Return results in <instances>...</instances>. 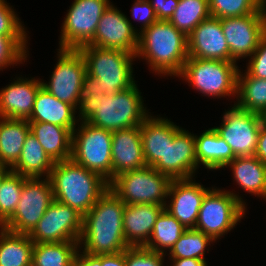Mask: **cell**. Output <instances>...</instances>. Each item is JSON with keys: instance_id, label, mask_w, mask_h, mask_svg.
Masks as SVG:
<instances>
[{"instance_id": "cell-22", "label": "cell", "mask_w": 266, "mask_h": 266, "mask_svg": "<svg viewBox=\"0 0 266 266\" xmlns=\"http://www.w3.org/2000/svg\"><path fill=\"white\" fill-rule=\"evenodd\" d=\"M195 135L181 128L165 150V175L171 179L195 177L197 157Z\"/></svg>"}, {"instance_id": "cell-3", "label": "cell", "mask_w": 266, "mask_h": 266, "mask_svg": "<svg viewBox=\"0 0 266 266\" xmlns=\"http://www.w3.org/2000/svg\"><path fill=\"white\" fill-rule=\"evenodd\" d=\"M143 102L136 83L114 95L96 94L94 99L81 96L78 122H88L111 132L140 126L151 114Z\"/></svg>"}, {"instance_id": "cell-47", "label": "cell", "mask_w": 266, "mask_h": 266, "mask_svg": "<svg viewBox=\"0 0 266 266\" xmlns=\"http://www.w3.org/2000/svg\"><path fill=\"white\" fill-rule=\"evenodd\" d=\"M172 266H208L207 261L195 258H169Z\"/></svg>"}, {"instance_id": "cell-23", "label": "cell", "mask_w": 266, "mask_h": 266, "mask_svg": "<svg viewBox=\"0 0 266 266\" xmlns=\"http://www.w3.org/2000/svg\"><path fill=\"white\" fill-rule=\"evenodd\" d=\"M164 209L157 204L125 205L123 231L130 247H143L149 240L157 217Z\"/></svg>"}, {"instance_id": "cell-6", "label": "cell", "mask_w": 266, "mask_h": 266, "mask_svg": "<svg viewBox=\"0 0 266 266\" xmlns=\"http://www.w3.org/2000/svg\"><path fill=\"white\" fill-rule=\"evenodd\" d=\"M245 205L243 198L233 191L212 187L203 199L195 229L216 242L245 217Z\"/></svg>"}, {"instance_id": "cell-27", "label": "cell", "mask_w": 266, "mask_h": 266, "mask_svg": "<svg viewBox=\"0 0 266 266\" xmlns=\"http://www.w3.org/2000/svg\"><path fill=\"white\" fill-rule=\"evenodd\" d=\"M29 124L30 131L54 163L71 158L72 132L68 128L44 122Z\"/></svg>"}, {"instance_id": "cell-14", "label": "cell", "mask_w": 266, "mask_h": 266, "mask_svg": "<svg viewBox=\"0 0 266 266\" xmlns=\"http://www.w3.org/2000/svg\"><path fill=\"white\" fill-rule=\"evenodd\" d=\"M82 230L83 215L54 199L28 236L33 243L79 242Z\"/></svg>"}, {"instance_id": "cell-46", "label": "cell", "mask_w": 266, "mask_h": 266, "mask_svg": "<svg viewBox=\"0 0 266 266\" xmlns=\"http://www.w3.org/2000/svg\"><path fill=\"white\" fill-rule=\"evenodd\" d=\"M254 156L266 164V127L264 126L259 129L257 149Z\"/></svg>"}, {"instance_id": "cell-21", "label": "cell", "mask_w": 266, "mask_h": 266, "mask_svg": "<svg viewBox=\"0 0 266 266\" xmlns=\"http://www.w3.org/2000/svg\"><path fill=\"white\" fill-rule=\"evenodd\" d=\"M112 180L119 174L147 166L141 140L140 126L112 133Z\"/></svg>"}, {"instance_id": "cell-30", "label": "cell", "mask_w": 266, "mask_h": 266, "mask_svg": "<svg viewBox=\"0 0 266 266\" xmlns=\"http://www.w3.org/2000/svg\"><path fill=\"white\" fill-rule=\"evenodd\" d=\"M33 246L28 234L0 227V266H32Z\"/></svg>"}, {"instance_id": "cell-16", "label": "cell", "mask_w": 266, "mask_h": 266, "mask_svg": "<svg viewBox=\"0 0 266 266\" xmlns=\"http://www.w3.org/2000/svg\"><path fill=\"white\" fill-rule=\"evenodd\" d=\"M110 4L97 25L93 40L88 44L99 48L117 49L136 54L138 29L121 10Z\"/></svg>"}, {"instance_id": "cell-40", "label": "cell", "mask_w": 266, "mask_h": 266, "mask_svg": "<svg viewBox=\"0 0 266 266\" xmlns=\"http://www.w3.org/2000/svg\"><path fill=\"white\" fill-rule=\"evenodd\" d=\"M164 256L145 247H128L125 250L126 266H164Z\"/></svg>"}, {"instance_id": "cell-25", "label": "cell", "mask_w": 266, "mask_h": 266, "mask_svg": "<svg viewBox=\"0 0 266 266\" xmlns=\"http://www.w3.org/2000/svg\"><path fill=\"white\" fill-rule=\"evenodd\" d=\"M195 147L198 169L201 165L208 170L224 169L236 158L229 144L214 128L205 130L199 136L195 134Z\"/></svg>"}, {"instance_id": "cell-33", "label": "cell", "mask_w": 266, "mask_h": 266, "mask_svg": "<svg viewBox=\"0 0 266 266\" xmlns=\"http://www.w3.org/2000/svg\"><path fill=\"white\" fill-rule=\"evenodd\" d=\"M236 105L249 112L259 114L266 108V79L250 76L238 71Z\"/></svg>"}, {"instance_id": "cell-48", "label": "cell", "mask_w": 266, "mask_h": 266, "mask_svg": "<svg viewBox=\"0 0 266 266\" xmlns=\"http://www.w3.org/2000/svg\"><path fill=\"white\" fill-rule=\"evenodd\" d=\"M11 171V169L7 166L0 165V184L4 177Z\"/></svg>"}, {"instance_id": "cell-29", "label": "cell", "mask_w": 266, "mask_h": 266, "mask_svg": "<svg viewBox=\"0 0 266 266\" xmlns=\"http://www.w3.org/2000/svg\"><path fill=\"white\" fill-rule=\"evenodd\" d=\"M29 131L26 119L0 117V165L11 168L18 161Z\"/></svg>"}, {"instance_id": "cell-35", "label": "cell", "mask_w": 266, "mask_h": 266, "mask_svg": "<svg viewBox=\"0 0 266 266\" xmlns=\"http://www.w3.org/2000/svg\"><path fill=\"white\" fill-rule=\"evenodd\" d=\"M215 241L196 229H187L172 246L169 258H195L205 260V249Z\"/></svg>"}, {"instance_id": "cell-43", "label": "cell", "mask_w": 266, "mask_h": 266, "mask_svg": "<svg viewBox=\"0 0 266 266\" xmlns=\"http://www.w3.org/2000/svg\"><path fill=\"white\" fill-rule=\"evenodd\" d=\"M152 5L158 21H169L177 9L179 0H148Z\"/></svg>"}, {"instance_id": "cell-34", "label": "cell", "mask_w": 266, "mask_h": 266, "mask_svg": "<svg viewBox=\"0 0 266 266\" xmlns=\"http://www.w3.org/2000/svg\"><path fill=\"white\" fill-rule=\"evenodd\" d=\"M210 16L208 0H179L169 22L188 37L200 22Z\"/></svg>"}, {"instance_id": "cell-31", "label": "cell", "mask_w": 266, "mask_h": 266, "mask_svg": "<svg viewBox=\"0 0 266 266\" xmlns=\"http://www.w3.org/2000/svg\"><path fill=\"white\" fill-rule=\"evenodd\" d=\"M187 229L167 210L163 209L156 219L148 242L143 246L166 255Z\"/></svg>"}, {"instance_id": "cell-12", "label": "cell", "mask_w": 266, "mask_h": 266, "mask_svg": "<svg viewBox=\"0 0 266 266\" xmlns=\"http://www.w3.org/2000/svg\"><path fill=\"white\" fill-rule=\"evenodd\" d=\"M58 62L50 81L42 82V87L62 102L76 110L82 96V85L86 73L83 55L77 49H58Z\"/></svg>"}, {"instance_id": "cell-36", "label": "cell", "mask_w": 266, "mask_h": 266, "mask_svg": "<svg viewBox=\"0 0 266 266\" xmlns=\"http://www.w3.org/2000/svg\"><path fill=\"white\" fill-rule=\"evenodd\" d=\"M27 178L10 171L0 184V227L14 214Z\"/></svg>"}, {"instance_id": "cell-45", "label": "cell", "mask_w": 266, "mask_h": 266, "mask_svg": "<svg viewBox=\"0 0 266 266\" xmlns=\"http://www.w3.org/2000/svg\"><path fill=\"white\" fill-rule=\"evenodd\" d=\"M100 266H126L125 251L115 254H100Z\"/></svg>"}, {"instance_id": "cell-19", "label": "cell", "mask_w": 266, "mask_h": 266, "mask_svg": "<svg viewBox=\"0 0 266 266\" xmlns=\"http://www.w3.org/2000/svg\"><path fill=\"white\" fill-rule=\"evenodd\" d=\"M188 58L230 62V49L221 19L210 16L195 27L188 36Z\"/></svg>"}, {"instance_id": "cell-44", "label": "cell", "mask_w": 266, "mask_h": 266, "mask_svg": "<svg viewBox=\"0 0 266 266\" xmlns=\"http://www.w3.org/2000/svg\"><path fill=\"white\" fill-rule=\"evenodd\" d=\"M71 266H100V255H91L84 251L81 252L79 248Z\"/></svg>"}, {"instance_id": "cell-13", "label": "cell", "mask_w": 266, "mask_h": 266, "mask_svg": "<svg viewBox=\"0 0 266 266\" xmlns=\"http://www.w3.org/2000/svg\"><path fill=\"white\" fill-rule=\"evenodd\" d=\"M230 62L250 58L266 34V2L253 14L221 19Z\"/></svg>"}, {"instance_id": "cell-8", "label": "cell", "mask_w": 266, "mask_h": 266, "mask_svg": "<svg viewBox=\"0 0 266 266\" xmlns=\"http://www.w3.org/2000/svg\"><path fill=\"white\" fill-rule=\"evenodd\" d=\"M72 132L71 159L89 171L112 181V133L88 122Z\"/></svg>"}, {"instance_id": "cell-32", "label": "cell", "mask_w": 266, "mask_h": 266, "mask_svg": "<svg viewBox=\"0 0 266 266\" xmlns=\"http://www.w3.org/2000/svg\"><path fill=\"white\" fill-rule=\"evenodd\" d=\"M79 242L34 243L32 266H71Z\"/></svg>"}, {"instance_id": "cell-26", "label": "cell", "mask_w": 266, "mask_h": 266, "mask_svg": "<svg viewBox=\"0 0 266 266\" xmlns=\"http://www.w3.org/2000/svg\"><path fill=\"white\" fill-rule=\"evenodd\" d=\"M54 162L44 151L36 136L29 131L18 161L10 168L26 178H49Z\"/></svg>"}, {"instance_id": "cell-39", "label": "cell", "mask_w": 266, "mask_h": 266, "mask_svg": "<svg viewBox=\"0 0 266 266\" xmlns=\"http://www.w3.org/2000/svg\"><path fill=\"white\" fill-rule=\"evenodd\" d=\"M20 20L14 8L5 0H0V35L27 36L24 24Z\"/></svg>"}, {"instance_id": "cell-41", "label": "cell", "mask_w": 266, "mask_h": 266, "mask_svg": "<svg viewBox=\"0 0 266 266\" xmlns=\"http://www.w3.org/2000/svg\"><path fill=\"white\" fill-rule=\"evenodd\" d=\"M246 71L250 76L266 79V34L248 60Z\"/></svg>"}, {"instance_id": "cell-28", "label": "cell", "mask_w": 266, "mask_h": 266, "mask_svg": "<svg viewBox=\"0 0 266 266\" xmlns=\"http://www.w3.org/2000/svg\"><path fill=\"white\" fill-rule=\"evenodd\" d=\"M241 189L266 200V164L255 156L236 157L226 167Z\"/></svg>"}, {"instance_id": "cell-15", "label": "cell", "mask_w": 266, "mask_h": 266, "mask_svg": "<svg viewBox=\"0 0 266 266\" xmlns=\"http://www.w3.org/2000/svg\"><path fill=\"white\" fill-rule=\"evenodd\" d=\"M223 122L213 127L231 147L236 157L254 156L257 149L260 118L257 113L233 107L223 114Z\"/></svg>"}, {"instance_id": "cell-42", "label": "cell", "mask_w": 266, "mask_h": 266, "mask_svg": "<svg viewBox=\"0 0 266 266\" xmlns=\"http://www.w3.org/2000/svg\"><path fill=\"white\" fill-rule=\"evenodd\" d=\"M131 13L133 19L142 22L138 34L158 21L155 11L148 0H135Z\"/></svg>"}, {"instance_id": "cell-11", "label": "cell", "mask_w": 266, "mask_h": 266, "mask_svg": "<svg viewBox=\"0 0 266 266\" xmlns=\"http://www.w3.org/2000/svg\"><path fill=\"white\" fill-rule=\"evenodd\" d=\"M110 4V0H74L61 26L59 48L78 50L88 45Z\"/></svg>"}, {"instance_id": "cell-7", "label": "cell", "mask_w": 266, "mask_h": 266, "mask_svg": "<svg viewBox=\"0 0 266 266\" xmlns=\"http://www.w3.org/2000/svg\"><path fill=\"white\" fill-rule=\"evenodd\" d=\"M238 68L235 62L188 58L177 77L204 96L237 97Z\"/></svg>"}, {"instance_id": "cell-37", "label": "cell", "mask_w": 266, "mask_h": 266, "mask_svg": "<svg viewBox=\"0 0 266 266\" xmlns=\"http://www.w3.org/2000/svg\"><path fill=\"white\" fill-rule=\"evenodd\" d=\"M266 0H208L210 15L224 19L255 13Z\"/></svg>"}, {"instance_id": "cell-49", "label": "cell", "mask_w": 266, "mask_h": 266, "mask_svg": "<svg viewBox=\"0 0 266 266\" xmlns=\"http://www.w3.org/2000/svg\"><path fill=\"white\" fill-rule=\"evenodd\" d=\"M261 126L266 127V108H264L259 114Z\"/></svg>"}, {"instance_id": "cell-24", "label": "cell", "mask_w": 266, "mask_h": 266, "mask_svg": "<svg viewBox=\"0 0 266 266\" xmlns=\"http://www.w3.org/2000/svg\"><path fill=\"white\" fill-rule=\"evenodd\" d=\"M76 109L60 101L42 86L37 93L31 116L28 122H44L68 128L71 132L76 128L78 119Z\"/></svg>"}, {"instance_id": "cell-4", "label": "cell", "mask_w": 266, "mask_h": 266, "mask_svg": "<svg viewBox=\"0 0 266 266\" xmlns=\"http://www.w3.org/2000/svg\"><path fill=\"white\" fill-rule=\"evenodd\" d=\"M135 57L159 76H178L188 59V37L169 21H157L138 35Z\"/></svg>"}, {"instance_id": "cell-38", "label": "cell", "mask_w": 266, "mask_h": 266, "mask_svg": "<svg viewBox=\"0 0 266 266\" xmlns=\"http://www.w3.org/2000/svg\"><path fill=\"white\" fill-rule=\"evenodd\" d=\"M28 36H2L0 35V71L7 67L17 66L27 60Z\"/></svg>"}, {"instance_id": "cell-10", "label": "cell", "mask_w": 266, "mask_h": 266, "mask_svg": "<svg viewBox=\"0 0 266 266\" xmlns=\"http://www.w3.org/2000/svg\"><path fill=\"white\" fill-rule=\"evenodd\" d=\"M53 200L49 178H27L14 214L1 227L18 234H29Z\"/></svg>"}, {"instance_id": "cell-17", "label": "cell", "mask_w": 266, "mask_h": 266, "mask_svg": "<svg viewBox=\"0 0 266 266\" xmlns=\"http://www.w3.org/2000/svg\"><path fill=\"white\" fill-rule=\"evenodd\" d=\"M192 178L172 179L164 209L186 229H195L198 213L205 195L212 188H205ZM170 202V203H169ZM168 203V204H167Z\"/></svg>"}, {"instance_id": "cell-18", "label": "cell", "mask_w": 266, "mask_h": 266, "mask_svg": "<svg viewBox=\"0 0 266 266\" xmlns=\"http://www.w3.org/2000/svg\"><path fill=\"white\" fill-rule=\"evenodd\" d=\"M182 127L168 118L148 115L140 125L143 155L147 166L165 174V150Z\"/></svg>"}, {"instance_id": "cell-1", "label": "cell", "mask_w": 266, "mask_h": 266, "mask_svg": "<svg viewBox=\"0 0 266 266\" xmlns=\"http://www.w3.org/2000/svg\"><path fill=\"white\" fill-rule=\"evenodd\" d=\"M125 203L108 188L83 216L80 250L91 254H115L130 247L123 231Z\"/></svg>"}, {"instance_id": "cell-9", "label": "cell", "mask_w": 266, "mask_h": 266, "mask_svg": "<svg viewBox=\"0 0 266 266\" xmlns=\"http://www.w3.org/2000/svg\"><path fill=\"white\" fill-rule=\"evenodd\" d=\"M172 179L153 167L145 166L117 175L109 188L126 204H166Z\"/></svg>"}, {"instance_id": "cell-20", "label": "cell", "mask_w": 266, "mask_h": 266, "mask_svg": "<svg viewBox=\"0 0 266 266\" xmlns=\"http://www.w3.org/2000/svg\"><path fill=\"white\" fill-rule=\"evenodd\" d=\"M34 78L17 77L0 90V117L27 120L31 116L37 93L42 86L41 80Z\"/></svg>"}, {"instance_id": "cell-2", "label": "cell", "mask_w": 266, "mask_h": 266, "mask_svg": "<svg viewBox=\"0 0 266 266\" xmlns=\"http://www.w3.org/2000/svg\"><path fill=\"white\" fill-rule=\"evenodd\" d=\"M84 57L86 75L82 96L114 95L137 83L133 75L135 54L117 49H105L92 45L78 49ZM134 59V60H133Z\"/></svg>"}, {"instance_id": "cell-5", "label": "cell", "mask_w": 266, "mask_h": 266, "mask_svg": "<svg viewBox=\"0 0 266 266\" xmlns=\"http://www.w3.org/2000/svg\"><path fill=\"white\" fill-rule=\"evenodd\" d=\"M54 199L77 210L83 216L109 188L99 174L89 171L71 158L54 163L49 176Z\"/></svg>"}]
</instances>
